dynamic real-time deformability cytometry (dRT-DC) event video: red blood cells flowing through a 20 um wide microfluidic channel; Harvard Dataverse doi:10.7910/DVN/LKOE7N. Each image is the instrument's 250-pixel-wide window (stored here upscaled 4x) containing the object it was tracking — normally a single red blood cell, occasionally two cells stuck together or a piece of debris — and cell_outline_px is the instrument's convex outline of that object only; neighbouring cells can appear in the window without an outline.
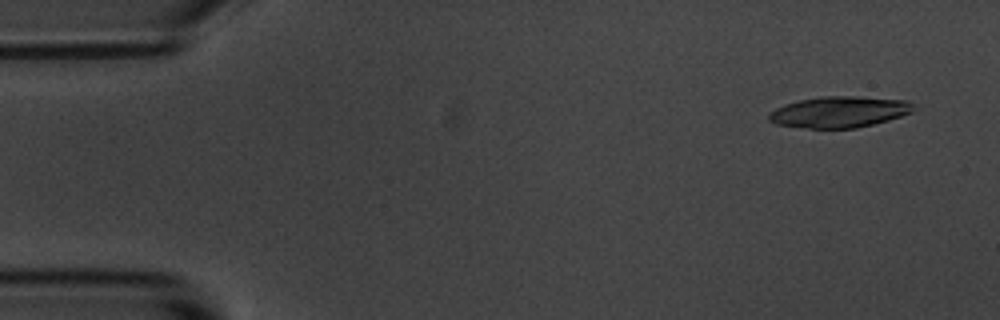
{"species": "common noctule bat (a hibernating species)", "species_latin": "Nyctalus noctula", "temperature_condition": "room temperature", "stored_images_in_passage": 4, "camera_frame_rate_fps": 3000, "um_per_image_px": 0.085, "animal": {"sex": "male", "body_mass_g": 20.1, "forearm_length_mm": 53.5}, "frame": {"image": 1, "passage_image": 1, "time_ms": 0.0, "image_size_px": [1000, 320], "cell_outline_px": [[916, 108], [912, 112], [888, 120], [856, 128], [808, 128], [776, 124], [768, 120], [768, 112], [784, 104], [800, 100], [820, 96], [860, 96], [908, 100]], "centroid_in_image_um": [71.34, 9.5], "position_along_channel_um": 13.7, "area_um2": 26.36}}
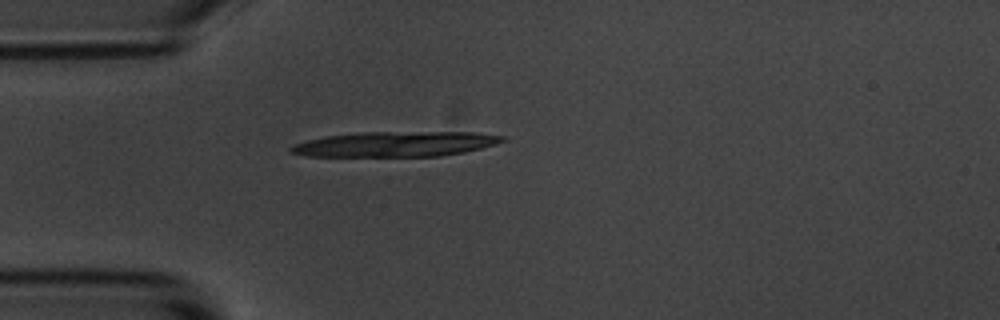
{"frame": {"image": 2, "passage_image": 4, "time_ms": 3.667, "image_size_px": [1000, 320], "cell_outline_px": [[508, 140], [496, 144], [464, 152], [440, 156], [304, 156], [292, 152], [288, 148], [292, 144], [304, 140], [324, 136], [364, 132], [480, 132], [504, 136]], "centroid_in_image_um": [33.61, 12.24], "position_along_channel_um": 51.4, "area_um2": 31.15}}